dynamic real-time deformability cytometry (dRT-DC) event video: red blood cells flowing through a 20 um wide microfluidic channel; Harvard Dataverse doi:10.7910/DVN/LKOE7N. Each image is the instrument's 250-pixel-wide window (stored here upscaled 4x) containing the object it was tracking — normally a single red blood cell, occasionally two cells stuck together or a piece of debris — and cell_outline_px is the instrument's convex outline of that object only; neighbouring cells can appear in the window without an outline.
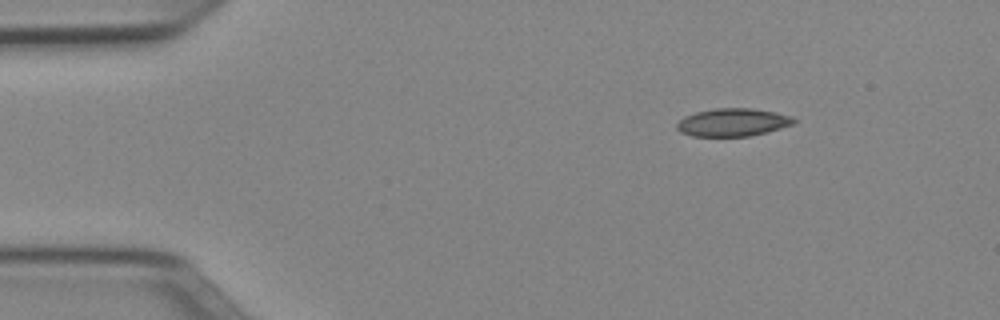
{"species": "Egyptian fruit bat (a non-hibernating species)", "species_latin": "Rousettus aegyptiacus", "temperature_condition": "cold", "stored_images_in_passage": 45, "camera_frame_rate_fps": 3000, "um_per_image_px": 0.085, "animal": {"sex": "female"}, "frame": {"image": 1, "passage_image": 1, "time_ms": 0.0, "image_size_px": [1000, 320], "cell_outline_px": [[796, 120], [792, 124], [780, 128], [748, 136], [692, 136], [680, 132], [676, 128], [676, 124], [684, 116], [696, 112], [716, 108], [752, 108], [776, 112], [792, 116]], "centroid_in_image_um": [62.26, 10.39], "position_along_channel_um": 22.7, "area_um2": 18.9}}
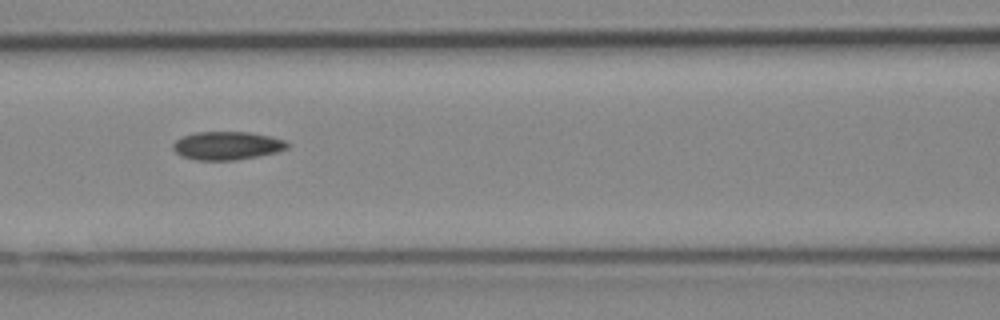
{"frame": {"image": 2, "passage_image": 16, "time_ms": 5.0, "image_size_px": [1000, 320], "cell_outline_px": [[288, 148], [276, 152], [236, 160], [196, 160], [180, 156], [172, 148], [172, 144], [180, 136], [192, 132], [248, 132], [268, 136], [284, 140], [288, 144]], "centroid_in_image_um": [19.22, 12.37], "position_along_channel_um": 147.4, "area_um2": 18.84}}
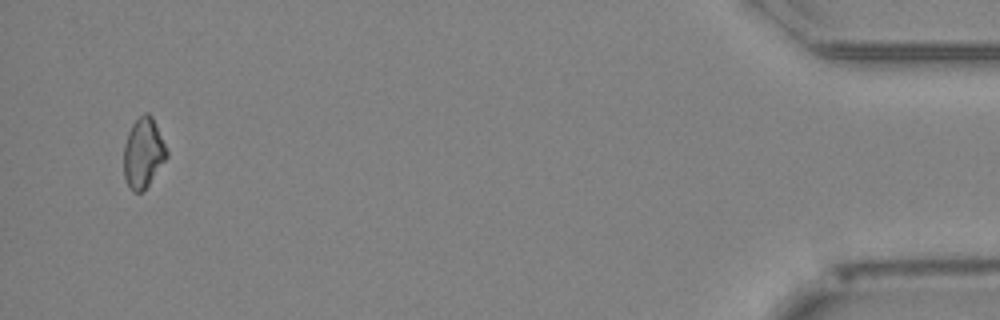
{"frame": {"image": 3, "passage_image": 43, "time_ms": 14.0, "image_size_px": [1000, 320], "cell_outline_px": [[168, 156], [144, 192], [132, 192], [128, 188], [124, 176], [124, 144], [128, 132], [132, 124], [144, 112], [148, 112], [152, 116], [168, 152]], "centroid_in_image_um": [12.17, 13.03], "position_along_channel_um": 423.0, "area_um2": 17.63}}